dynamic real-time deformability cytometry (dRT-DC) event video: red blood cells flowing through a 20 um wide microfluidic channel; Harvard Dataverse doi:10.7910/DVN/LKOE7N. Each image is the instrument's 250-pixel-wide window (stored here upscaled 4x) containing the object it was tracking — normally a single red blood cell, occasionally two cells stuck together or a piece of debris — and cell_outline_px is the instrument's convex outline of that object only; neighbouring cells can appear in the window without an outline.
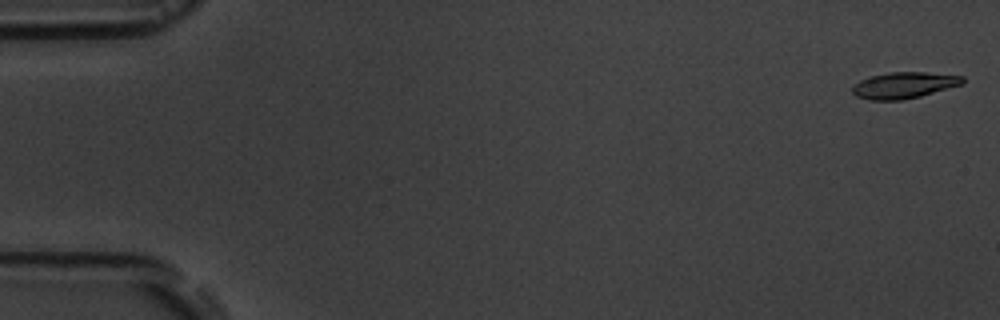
{"species": "common noctule bat (a hibernating species)", "species_latin": "Nyctalus noctula", "temperature_condition": "room temperature", "stored_images_in_passage": 5, "camera_frame_rate_fps": 3000, "um_per_image_px": 0.085, "animal": {"sex": "male", "body_mass_g": 19.5, "forearm_length_mm": 54.6}, "frame": {"image": 1, "passage_image": 1, "time_ms": 0.0, "image_size_px": [1000, 320], "cell_outline_px": [[964, 84], [920, 96], [900, 100], [868, 100], [856, 96], [852, 92], [852, 88], [860, 80], [868, 76], [888, 72], [924, 72], [964, 76]], "centroid_in_image_um": [76.83, 7.24], "position_along_channel_um": 8.2, "area_um2": 16.94}}
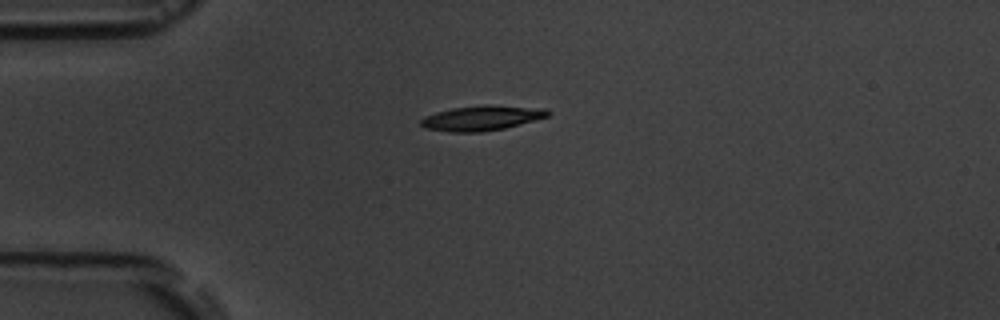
{"frame": {"image": 2, "passage_image": 5, "time_ms": 4.333, "image_size_px": [1000, 320], "cell_outline_px": [[552, 112], [548, 116], [504, 128], [480, 132], [448, 132], [424, 128], [420, 124], [420, 120], [424, 116], [436, 112], [452, 108], [484, 104], [488, 104], [548, 108]], "centroid_in_image_um": [40.94, 10.02], "position_along_channel_um": 44.1, "area_um2": 18.67}}